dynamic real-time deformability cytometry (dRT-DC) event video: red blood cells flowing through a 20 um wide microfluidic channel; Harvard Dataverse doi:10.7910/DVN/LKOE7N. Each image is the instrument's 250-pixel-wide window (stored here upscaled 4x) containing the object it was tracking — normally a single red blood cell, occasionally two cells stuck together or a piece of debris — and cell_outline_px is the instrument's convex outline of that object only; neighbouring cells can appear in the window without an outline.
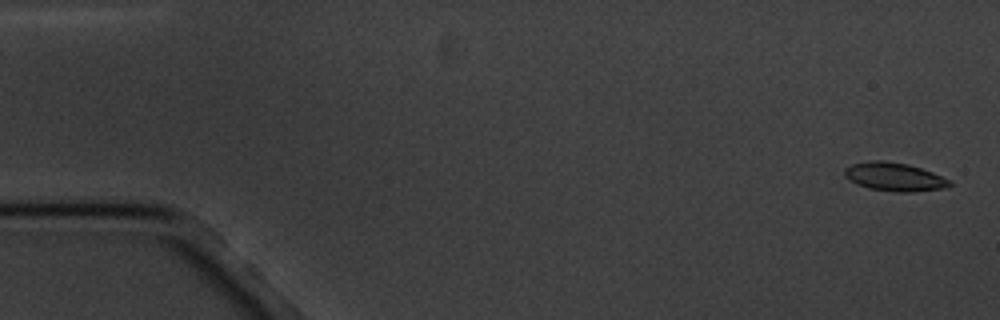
{"species": "common noctule bat (a hibernating species)", "species_latin": "Nyctalus noctula", "temperature_condition": "cold", "stored_images_in_passage": 6, "camera_frame_rate_fps": 3000, "um_per_image_px": 0.085, "animal": {"sex": "male", "body_mass_g": 20.1, "forearm_length_mm": 53.5}, "frame": {"image": 1, "passage_image": 1, "time_ms": 0.0, "image_size_px": [1000, 320], "cell_outline_px": [[952, 184], [948, 188], [916, 192], [896, 192], [868, 188], [856, 184], [848, 180], [844, 176], [844, 168], [852, 164], [868, 160], [880, 160], [908, 164], [932, 172], [952, 180]], "centroid_in_image_um": [76.03, 15.04], "position_along_channel_um": 9.0, "area_um2": 17.74}}
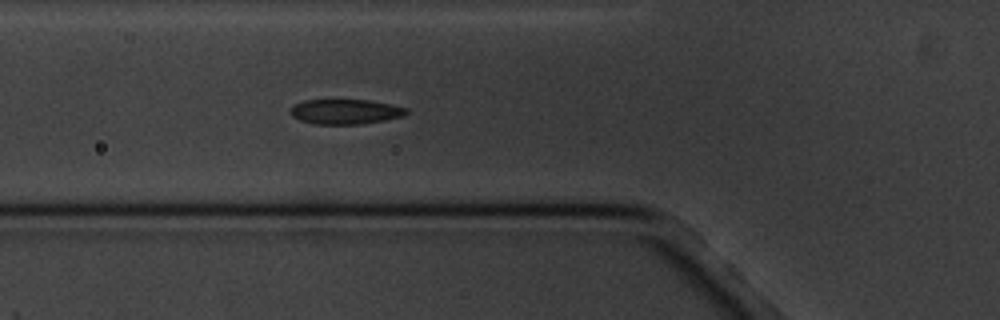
{"frame": {"image": 2, "passage_image": 6, "time_ms": 6.333, "image_size_px": [1000, 320], "cell_outline_px": [[408, 112], [404, 116], [384, 120], [360, 124], [312, 124], [300, 120], [292, 116], [292, 108], [296, 104], [304, 100], [368, 100], [408, 108]], "centroid_in_image_um": [29.37, 9.5], "position_along_channel_um": 96.4, "area_um2": 16.65}}